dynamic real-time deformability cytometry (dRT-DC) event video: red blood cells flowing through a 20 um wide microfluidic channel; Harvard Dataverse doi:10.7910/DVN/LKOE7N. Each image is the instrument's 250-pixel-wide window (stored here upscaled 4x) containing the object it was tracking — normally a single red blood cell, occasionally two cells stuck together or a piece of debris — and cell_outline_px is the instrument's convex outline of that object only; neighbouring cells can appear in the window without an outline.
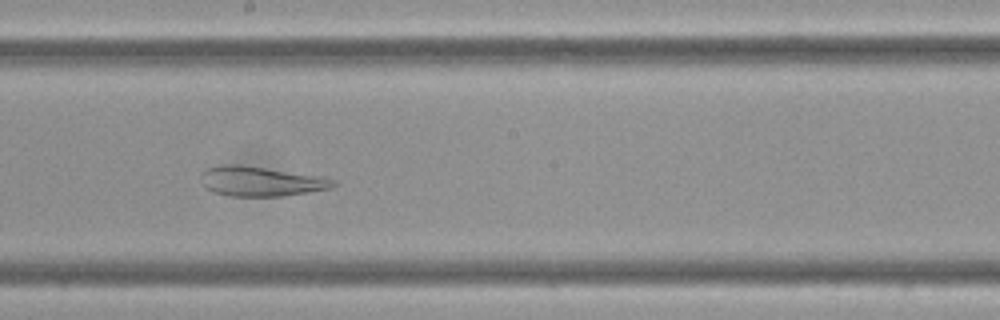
{"species": "Egyptian fruit bat (a non-hibernating species)", "species_latin": "Rousettus aegyptiacus", "temperature_condition": "cold", "stored_images_in_passage": 60, "camera_frame_rate_fps": 3000, "um_per_image_px": 0.085, "frame": {"image": 1, "passage_image": 33, "time_ms": 10.667, "image_size_px": [1000, 320], "cell_outline_px": [[336, 184], [332, 188], [308, 192], [280, 196], [232, 196], [212, 192], [204, 184], [204, 172], [208, 168], [220, 164], [240, 164], [336, 180]], "centroid_in_image_um": [22.15, 15.42], "position_along_channel_um": 226.0, "area_um2": 22.14}}
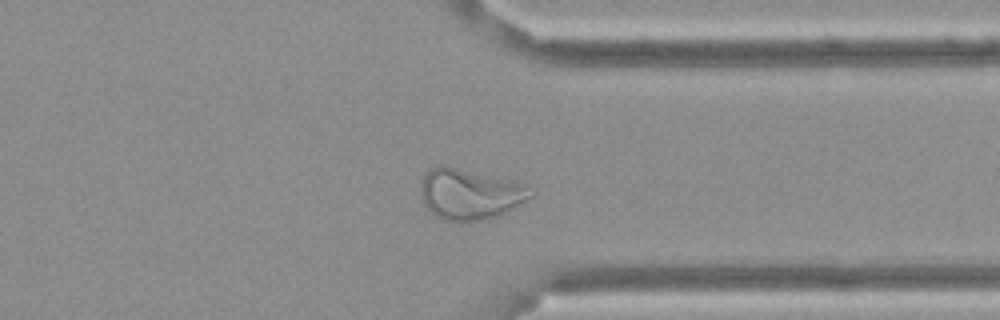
{"frame": {"image": 2, "passage_image": 46, "time_ms": 15.0, "image_size_px": [1000, 320], "cell_outline_px": [[536, 192], [532, 196], [504, 212], [496, 216], [480, 220], [460, 224], [444, 220], [436, 216], [424, 204], [420, 192], [420, 184], [424, 172], [428, 168], [440, 164], [444, 164], [520, 180]], "centroid_in_image_um": [39.93, 16.45], "position_along_channel_um": 371.5, "area_um2": 33.58}}
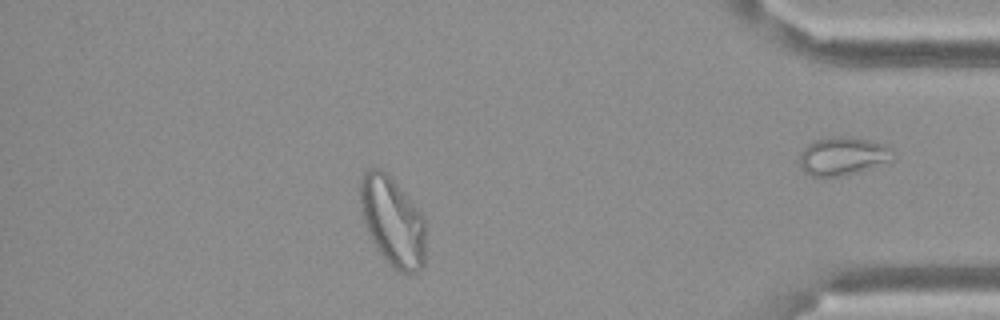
{"frame": {"image": 3, "passage_image": 52, "time_ms": 17.0, "image_size_px": [1000, 320], "cell_outline_px": [[424, 264], [416, 272], [404, 276], [392, 268], [380, 252], [372, 240], [364, 224], [360, 208], [360, 176], [368, 168], [380, 168], [388, 172], [420, 212], [424, 220]], "centroid_in_image_um": [33.34, 18.81], "position_along_channel_um": 401.9, "area_um2": 34.28}}